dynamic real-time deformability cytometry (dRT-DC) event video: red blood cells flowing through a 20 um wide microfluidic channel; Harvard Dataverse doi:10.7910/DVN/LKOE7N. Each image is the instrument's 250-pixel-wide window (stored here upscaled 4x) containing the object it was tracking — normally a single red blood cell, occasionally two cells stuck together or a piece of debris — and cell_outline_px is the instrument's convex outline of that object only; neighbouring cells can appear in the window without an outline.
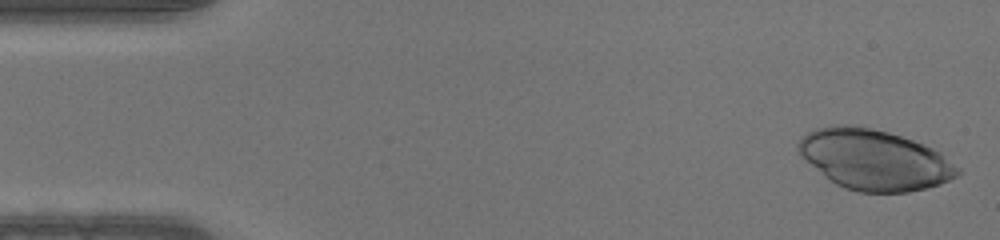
{"species": "human", "species_latin": "Homo sapiens", "temperature_condition": "warm", "stored_images_in_passage": 46, "camera_frame_rate_fps": 3000, "um_per_image_px": 0.085, "donor": {"sex": "male"}, "frame": {"image": 1, "passage_image": 1, "time_ms": 0.0, "image_size_px": [1000, 240], "cell_outline_px": [[964, 172], [940, 184], [928, 188], [908, 192], [860, 192], [844, 188], [836, 184], [812, 164], [800, 152], [796, 144], [808, 132], [816, 128], [840, 124], [872, 128], [888, 132], [924, 144], [940, 152], [960, 168]], "centroid_in_image_um": [74.38, 13.58], "position_along_channel_um": 10.6, "area_um2": 55.37}}
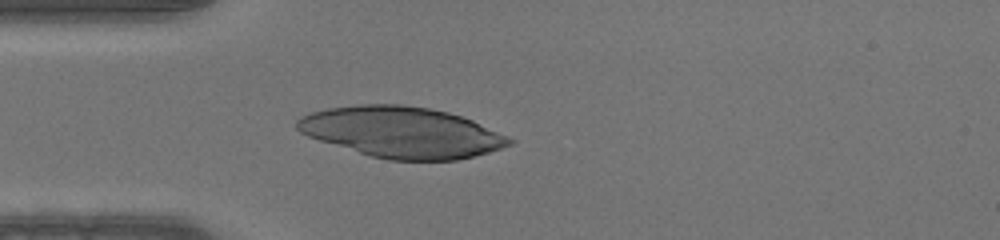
{"frame": {"image": 2, "passage_image": 12, "time_ms": 3.667, "image_size_px": [1000, 240], "cell_outline_px": [[516, 140], [512, 144], [488, 152], [456, 160], [388, 160], [372, 156], [320, 140], [308, 136], [300, 132], [296, 128], [296, 120], [300, 116], [312, 112], [328, 108], [356, 104], [400, 104], [428, 108], [448, 112], [472, 120], [508, 136]], "centroid_in_image_um": [34.14, 11.23], "position_along_channel_um": 50.9, "area_um2": 62.54}}